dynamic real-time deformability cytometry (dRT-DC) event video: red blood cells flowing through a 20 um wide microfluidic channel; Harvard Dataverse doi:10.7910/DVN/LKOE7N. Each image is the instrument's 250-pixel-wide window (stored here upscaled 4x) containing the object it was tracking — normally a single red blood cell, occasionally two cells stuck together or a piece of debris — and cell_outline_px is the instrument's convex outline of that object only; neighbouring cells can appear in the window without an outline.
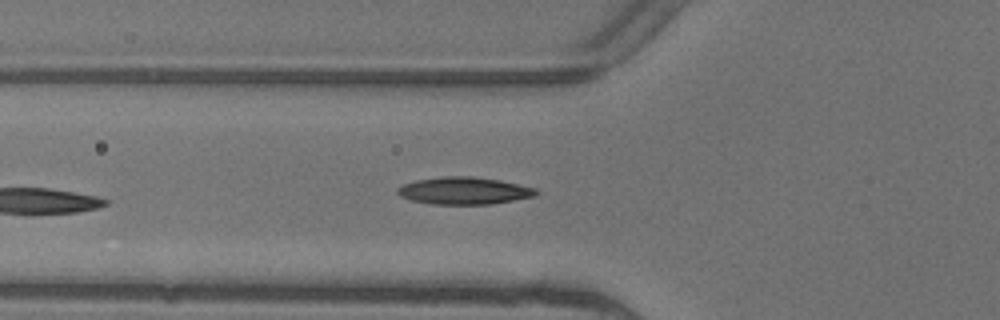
{"species": "common noctule bat (a hibernating species)", "species_latin": "Nyctalus noctula", "temperature_condition": "warm", "stored_images_in_passage": 6, "camera_frame_rate_fps": 3000, "um_per_image_px": 0.085, "animal": {"sex": "female"}, "frame": {"image": 1, "passage_image": 6, "time_ms": 1.667, "image_size_px": [1000, 320], "cell_outline_px": [[536, 196], [492, 204], [432, 204], [412, 200], [400, 196], [396, 192], [396, 188], [404, 184], [416, 180], [440, 176], [472, 176], [500, 180], [536, 188]], "centroid_in_image_um": [39.43, 16.2], "position_along_channel_um": 86.4, "area_um2": 22.02}}